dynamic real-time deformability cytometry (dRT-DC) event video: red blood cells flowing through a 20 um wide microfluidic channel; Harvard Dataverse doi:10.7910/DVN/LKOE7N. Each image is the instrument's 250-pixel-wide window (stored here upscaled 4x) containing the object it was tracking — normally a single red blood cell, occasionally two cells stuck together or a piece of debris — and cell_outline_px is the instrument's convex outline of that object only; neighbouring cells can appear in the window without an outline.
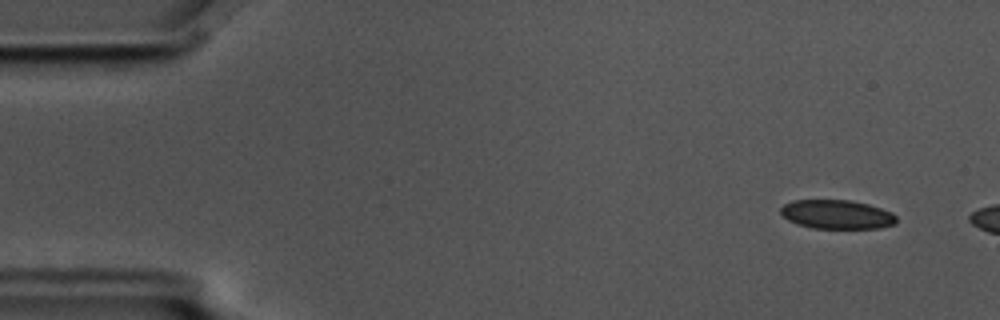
{"species": "common noctule bat (a hibernating species)", "species_latin": "Nyctalus noctula", "temperature_condition": "cold", "stored_images_in_passage": 3, "camera_frame_rate_fps": 3000, "um_per_image_px": 0.085, "animal": {"sex": "male", "body_mass_g": 17.5, "forearm_length_mm": 52.3}, "frame": {"image": 1, "passage_image": 1, "time_ms": 0.0, "image_size_px": [1000, 320], "cell_outline_px": [[896, 224], [880, 228], [812, 228], [796, 224], [788, 220], [780, 212], [780, 208], [784, 204], [792, 200], [852, 200], [868, 204], [892, 212], [896, 216]], "centroid_in_image_um": [71.13, 18.22], "position_along_channel_um": 13.9, "area_um2": 19.65}}